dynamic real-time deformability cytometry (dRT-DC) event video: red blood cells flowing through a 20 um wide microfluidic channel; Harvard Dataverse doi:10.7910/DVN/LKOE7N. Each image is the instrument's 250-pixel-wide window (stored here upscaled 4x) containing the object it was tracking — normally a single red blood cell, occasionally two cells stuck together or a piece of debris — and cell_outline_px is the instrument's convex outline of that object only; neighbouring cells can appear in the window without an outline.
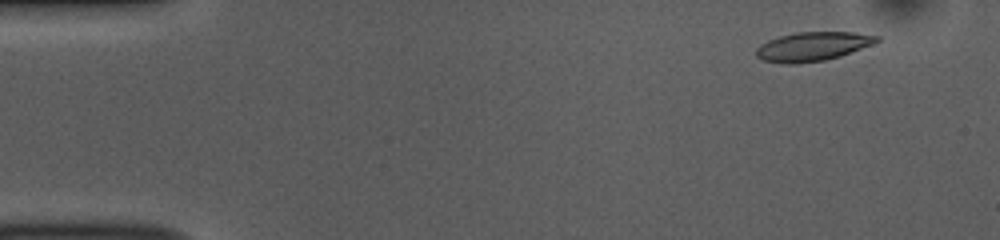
{"species": "common noctule bat (a hibernating species)", "species_latin": "Nyctalus noctula", "temperature_condition": "room temperature", "stored_images_in_passage": 51, "camera_frame_rate_fps": 3000, "um_per_image_px": 0.085, "animal": {"sex": "female", "body_mass_g": 10.0, "forearm_length_mm": 53.1}, "frame": {"image": 1, "passage_image": 5, "time_ms": 1.333, "image_size_px": [1000, 240], "cell_outline_px": [[880, 40], [872, 44], [840, 56], [824, 60], [796, 64], [784, 64], [764, 60], [756, 56], [756, 48], [760, 44], [768, 40], [780, 36], [796, 32], [852, 32], [880, 36]], "centroid_in_image_um": [69.05, 3.95], "position_along_channel_um": 15.9, "area_um2": 20.29}}
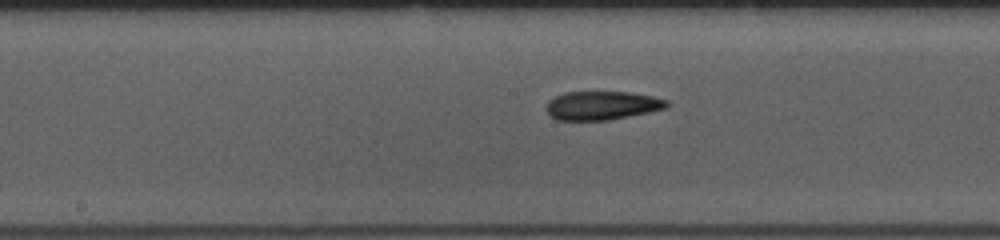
{"frame": {"image": 2, "passage_image": 27, "time_ms": 8.667, "image_size_px": [1000, 240], "cell_outline_px": [[668, 104], [664, 108], [648, 112], [608, 120], [556, 120], [544, 108], [548, 100], [564, 92], [628, 92], [652, 96], [668, 100]], "centroid_in_image_um": [51.12, 8.96], "position_along_channel_um": 197.1, "area_um2": 20.0}}
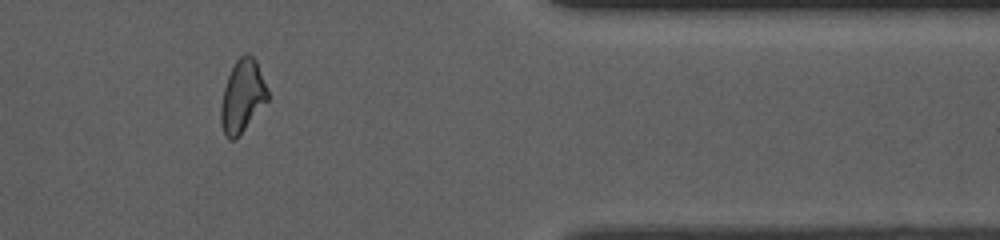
{"frame": {"image": 3, "passage_image": 44, "time_ms": 14.333, "image_size_px": [1000, 240], "cell_outline_px": [[268, 100], [236, 140], [228, 140], [224, 136], [220, 120], [220, 108], [224, 88], [228, 76], [236, 60], [244, 52], [248, 52], [256, 60], [268, 88]], "centroid_in_image_um": [20.6, 8.19], "position_along_channel_um": 390.8, "area_um2": 20.0}}